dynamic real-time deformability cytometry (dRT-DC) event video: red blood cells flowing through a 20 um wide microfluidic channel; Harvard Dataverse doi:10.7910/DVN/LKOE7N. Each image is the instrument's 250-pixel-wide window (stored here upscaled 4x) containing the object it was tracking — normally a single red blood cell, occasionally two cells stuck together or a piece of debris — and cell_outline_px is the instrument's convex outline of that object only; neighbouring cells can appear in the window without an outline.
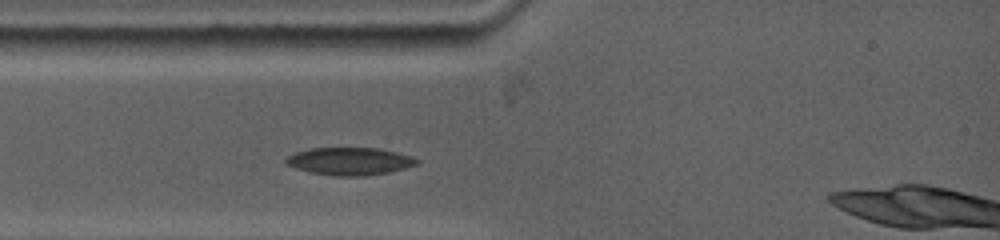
{"species": "common noctule bat (a hibernating species)", "species_latin": "Nyctalus noctula", "temperature_condition": "warm", "stored_images_in_passage": 2, "camera_frame_rate_fps": 5000, "um_per_image_px": 0.085, "animal": {"sex": "female", "body_mass_g": 19.0, "forearm_length_mm": 53.3}, "frame": {"image": 1, "passage_image": 2, "time_ms": 1.2, "image_size_px": [1000, 240], "cell_outline_px": [[420, 164], [388, 172], [364, 176], [336, 176], [308, 172], [284, 164], [284, 160], [288, 156], [296, 152], [308, 148], [380, 148], [412, 156], [420, 160]], "centroid_in_image_um": [29.72, 13.7], "position_along_channel_um": 55.3, "area_um2": 21.21}}